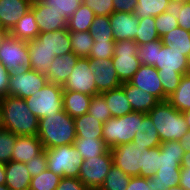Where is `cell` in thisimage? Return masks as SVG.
Masks as SVG:
<instances>
[{
  "instance_id": "obj_41",
  "label": "cell",
  "mask_w": 190,
  "mask_h": 190,
  "mask_svg": "<svg viewBox=\"0 0 190 190\" xmlns=\"http://www.w3.org/2000/svg\"><path fill=\"white\" fill-rule=\"evenodd\" d=\"M139 20V28L134 39L138 45L146 44L160 39L156 31L155 17L150 16L147 18H141Z\"/></svg>"
},
{
  "instance_id": "obj_64",
  "label": "cell",
  "mask_w": 190,
  "mask_h": 190,
  "mask_svg": "<svg viewBox=\"0 0 190 190\" xmlns=\"http://www.w3.org/2000/svg\"><path fill=\"white\" fill-rule=\"evenodd\" d=\"M0 190H10V189L5 184V185H0Z\"/></svg>"
},
{
  "instance_id": "obj_52",
  "label": "cell",
  "mask_w": 190,
  "mask_h": 190,
  "mask_svg": "<svg viewBox=\"0 0 190 190\" xmlns=\"http://www.w3.org/2000/svg\"><path fill=\"white\" fill-rule=\"evenodd\" d=\"M25 164L31 177L42 173L47 169L46 149H44L39 155L35 156L31 161H28Z\"/></svg>"
},
{
  "instance_id": "obj_55",
  "label": "cell",
  "mask_w": 190,
  "mask_h": 190,
  "mask_svg": "<svg viewBox=\"0 0 190 190\" xmlns=\"http://www.w3.org/2000/svg\"><path fill=\"white\" fill-rule=\"evenodd\" d=\"M138 0H113L114 12L133 13Z\"/></svg>"
},
{
  "instance_id": "obj_47",
  "label": "cell",
  "mask_w": 190,
  "mask_h": 190,
  "mask_svg": "<svg viewBox=\"0 0 190 190\" xmlns=\"http://www.w3.org/2000/svg\"><path fill=\"white\" fill-rule=\"evenodd\" d=\"M17 141V135L2 128L0 129V161L7 163L12 160L13 146Z\"/></svg>"
},
{
  "instance_id": "obj_59",
  "label": "cell",
  "mask_w": 190,
  "mask_h": 190,
  "mask_svg": "<svg viewBox=\"0 0 190 190\" xmlns=\"http://www.w3.org/2000/svg\"><path fill=\"white\" fill-rule=\"evenodd\" d=\"M6 184L5 163L0 161V185Z\"/></svg>"
},
{
  "instance_id": "obj_63",
  "label": "cell",
  "mask_w": 190,
  "mask_h": 190,
  "mask_svg": "<svg viewBox=\"0 0 190 190\" xmlns=\"http://www.w3.org/2000/svg\"><path fill=\"white\" fill-rule=\"evenodd\" d=\"M168 190H185V189L178 185L175 187H170Z\"/></svg>"
},
{
  "instance_id": "obj_56",
  "label": "cell",
  "mask_w": 190,
  "mask_h": 190,
  "mask_svg": "<svg viewBox=\"0 0 190 190\" xmlns=\"http://www.w3.org/2000/svg\"><path fill=\"white\" fill-rule=\"evenodd\" d=\"M10 72L0 63V99L8 95Z\"/></svg>"
},
{
  "instance_id": "obj_54",
  "label": "cell",
  "mask_w": 190,
  "mask_h": 190,
  "mask_svg": "<svg viewBox=\"0 0 190 190\" xmlns=\"http://www.w3.org/2000/svg\"><path fill=\"white\" fill-rule=\"evenodd\" d=\"M126 190H152V180L140 176L131 177Z\"/></svg>"
},
{
  "instance_id": "obj_27",
  "label": "cell",
  "mask_w": 190,
  "mask_h": 190,
  "mask_svg": "<svg viewBox=\"0 0 190 190\" xmlns=\"http://www.w3.org/2000/svg\"><path fill=\"white\" fill-rule=\"evenodd\" d=\"M76 138H103V122L93 115L84 114L74 118Z\"/></svg>"
},
{
  "instance_id": "obj_4",
  "label": "cell",
  "mask_w": 190,
  "mask_h": 190,
  "mask_svg": "<svg viewBox=\"0 0 190 190\" xmlns=\"http://www.w3.org/2000/svg\"><path fill=\"white\" fill-rule=\"evenodd\" d=\"M146 113L132 112L124 116L110 117L103 123V141L107 147L114 148L132 142Z\"/></svg>"
},
{
  "instance_id": "obj_19",
  "label": "cell",
  "mask_w": 190,
  "mask_h": 190,
  "mask_svg": "<svg viewBox=\"0 0 190 190\" xmlns=\"http://www.w3.org/2000/svg\"><path fill=\"white\" fill-rule=\"evenodd\" d=\"M32 6L31 0H0V22L2 27L11 30Z\"/></svg>"
},
{
  "instance_id": "obj_14",
  "label": "cell",
  "mask_w": 190,
  "mask_h": 190,
  "mask_svg": "<svg viewBox=\"0 0 190 190\" xmlns=\"http://www.w3.org/2000/svg\"><path fill=\"white\" fill-rule=\"evenodd\" d=\"M131 85L143 89L155 96L159 101H166L158 70L154 66L141 64L132 78L128 81Z\"/></svg>"
},
{
  "instance_id": "obj_60",
  "label": "cell",
  "mask_w": 190,
  "mask_h": 190,
  "mask_svg": "<svg viewBox=\"0 0 190 190\" xmlns=\"http://www.w3.org/2000/svg\"><path fill=\"white\" fill-rule=\"evenodd\" d=\"M182 168H190V153H186L181 162Z\"/></svg>"
},
{
  "instance_id": "obj_51",
  "label": "cell",
  "mask_w": 190,
  "mask_h": 190,
  "mask_svg": "<svg viewBox=\"0 0 190 190\" xmlns=\"http://www.w3.org/2000/svg\"><path fill=\"white\" fill-rule=\"evenodd\" d=\"M115 42L99 41L94 42L90 50L89 59H108L113 57Z\"/></svg>"
},
{
  "instance_id": "obj_24",
  "label": "cell",
  "mask_w": 190,
  "mask_h": 190,
  "mask_svg": "<svg viewBox=\"0 0 190 190\" xmlns=\"http://www.w3.org/2000/svg\"><path fill=\"white\" fill-rule=\"evenodd\" d=\"M186 152L179 141L171 140L161 143L158 167L161 169H181V162Z\"/></svg>"
},
{
  "instance_id": "obj_29",
  "label": "cell",
  "mask_w": 190,
  "mask_h": 190,
  "mask_svg": "<svg viewBox=\"0 0 190 190\" xmlns=\"http://www.w3.org/2000/svg\"><path fill=\"white\" fill-rule=\"evenodd\" d=\"M39 33L35 16L31 10L19 19L16 25L9 31L11 37L26 42L35 40Z\"/></svg>"
},
{
  "instance_id": "obj_23",
  "label": "cell",
  "mask_w": 190,
  "mask_h": 190,
  "mask_svg": "<svg viewBox=\"0 0 190 190\" xmlns=\"http://www.w3.org/2000/svg\"><path fill=\"white\" fill-rule=\"evenodd\" d=\"M6 186L10 190H29L31 176L22 162L10 161L5 163Z\"/></svg>"
},
{
  "instance_id": "obj_49",
  "label": "cell",
  "mask_w": 190,
  "mask_h": 190,
  "mask_svg": "<svg viewBox=\"0 0 190 190\" xmlns=\"http://www.w3.org/2000/svg\"><path fill=\"white\" fill-rule=\"evenodd\" d=\"M164 94L169 97L179 86L183 75L179 72L163 73L158 72Z\"/></svg>"
},
{
  "instance_id": "obj_17",
  "label": "cell",
  "mask_w": 190,
  "mask_h": 190,
  "mask_svg": "<svg viewBox=\"0 0 190 190\" xmlns=\"http://www.w3.org/2000/svg\"><path fill=\"white\" fill-rule=\"evenodd\" d=\"M30 10L35 16L40 33H48L59 29H67V20L61 13L49 9L40 0L33 1Z\"/></svg>"
},
{
  "instance_id": "obj_50",
  "label": "cell",
  "mask_w": 190,
  "mask_h": 190,
  "mask_svg": "<svg viewBox=\"0 0 190 190\" xmlns=\"http://www.w3.org/2000/svg\"><path fill=\"white\" fill-rule=\"evenodd\" d=\"M95 16H110L114 12L113 0H83Z\"/></svg>"
},
{
  "instance_id": "obj_9",
  "label": "cell",
  "mask_w": 190,
  "mask_h": 190,
  "mask_svg": "<svg viewBox=\"0 0 190 190\" xmlns=\"http://www.w3.org/2000/svg\"><path fill=\"white\" fill-rule=\"evenodd\" d=\"M112 166L113 159L109 149L104 155L84 160L78 179L90 190H99Z\"/></svg>"
},
{
  "instance_id": "obj_43",
  "label": "cell",
  "mask_w": 190,
  "mask_h": 190,
  "mask_svg": "<svg viewBox=\"0 0 190 190\" xmlns=\"http://www.w3.org/2000/svg\"><path fill=\"white\" fill-rule=\"evenodd\" d=\"M142 153L143 165L140 169V177L150 178L159 169L160 146L146 149Z\"/></svg>"
},
{
  "instance_id": "obj_18",
  "label": "cell",
  "mask_w": 190,
  "mask_h": 190,
  "mask_svg": "<svg viewBox=\"0 0 190 190\" xmlns=\"http://www.w3.org/2000/svg\"><path fill=\"white\" fill-rule=\"evenodd\" d=\"M115 42L133 40L136 37L140 20L133 13L113 12L109 16Z\"/></svg>"
},
{
  "instance_id": "obj_45",
  "label": "cell",
  "mask_w": 190,
  "mask_h": 190,
  "mask_svg": "<svg viewBox=\"0 0 190 190\" xmlns=\"http://www.w3.org/2000/svg\"><path fill=\"white\" fill-rule=\"evenodd\" d=\"M161 38L138 46L137 57L141 64L155 66L157 61V49H161Z\"/></svg>"
},
{
  "instance_id": "obj_40",
  "label": "cell",
  "mask_w": 190,
  "mask_h": 190,
  "mask_svg": "<svg viewBox=\"0 0 190 190\" xmlns=\"http://www.w3.org/2000/svg\"><path fill=\"white\" fill-rule=\"evenodd\" d=\"M131 176L113 165L99 190H126Z\"/></svg>"
},
{
  "instance_id": "obj_3",
  "label": "cell",
  "mask_w": 190,
  "mask_h": 190,
  "mask_svg": "<svg viewBox=\"0 0 190 190\" xmlns=\"http://www.w3.org/2000/svg\"><path fill=\"white\" fill-rule=\"evenodd\" d=\"M147 114L157 129L161 143L171 140L179 141L189 130L183 113L167 100L159 101Z\"/></svg>"
},
{
  "instance_id": "obj_34",
  "label": "cell",
  "mask_w": 190,
  "mask_h": 190,
  "mask_svg": "<svg viewBox=\"0 0 190 190\" xmlns=\"http://www.w3.org/2000/svg\"><path fill=\"white\" fill-rule=\"evenodd\" d=\"M30 54V69L46 74L51 68L55 55L46 47H28Z\"/></svg>"
},
{
  "instance_id": "obj_39",
  "label": "cell",
  "mask_w": 190,
  "mask_h": 190,
  "mask_svg": "<svg viewBox=\"0 0 190 190\" xmlns=\"http://www.w3.org/2000/svg\"><path fill=\"white\" fill-rule=\"evenodd\" d=\"M89 32L93 36L94 42H115L109 16H95Z\"/></svg>"
},
{
  "instance_id": "obj_37",
  "label": "cell",
  "mask_w": 190,
  "mask_h": 190,
  "mask_svg": "<svg viewBox=\"0 0 190 190\" xmlns=\"http://www.w3.org/2000/svg\"><path fill=\"white\" fill-rule=\"evenodd\" d=\"M72 52L80 58H88L94 45V38L89 31L70 32Z\"/></svg>"
},
{
  "instance_id": "obj_1",
  "label": "cell",
  "mask_w": 190,
  "mask_h": 190,
  "mask_svg": "<svg viewBox=\"0 0 190 190\" xmlns=\"http://www.w3.org/2000/svg\"><path fill=\"white\" fill-rule=\"evenodd\" d=\"M2 127L17 136L37 135L39 119L29 110L22 98L9 96L0 99Z\"/></svg>"
},
{
  "instance_id": "obj_2",
  "label": "cell",
  "mask_w": 190,
  "mask_h": 190,
  "mask_svg": "<svg viewBox=\"0 0 190 190\" xmlns=\"http://www.w3.org/2000/svg\"><path fill=\"white\" fill-rule=\"evenodd\" d=\"M37 136L44 149L73 144L76 139L74 118L64 110L40 118Z\"/></svg>"
},
{
  "instance_id": "obj_32",
  "label": "cell",
  "mask_w": 190,
  "mask_h": 190,
  "mask_svg": "<svg viewBox=\"0 0 190 190\" xmlns=\"http://www.w3.org/2000/svg\"><path fill=\"white\" fill-rule=\"evenodd\" d=\"M76 150L80 153L83 160L91 157L104 155L109 148L103 141V138L83 139L76 138L73 143Z\"/></svg>"
},
{
  "instance_id": "obj_58",
  "label": "cell",
  "mask_w": 190,
  "mask_h": 190,
  "mask_svg": "<svg viewBox=\"0 0 190 190\" xmlns=\"http://www.w3.org/2000/svg\"><path fill=\"white\" fill-rule=\"evenodd\" d=\"M179 144L186 153H190V129L179 140Z\"/></svg>"
},
{
  "instance_id": "obj_46",
  "label": "cell",
  "mask_w": 190,
  "mask_h": 190,
  "mask_svg": "<svg viewBox=\"0 0 190 190\" xmlns=\"http://www.w3.org/2000/svg\"><path fill=\"white\" fill-rule=\"evenodd\" d=\"M87 113L103 123L112 117L105 98L101 94L92 96Z\"/></svg>"
},
{
  "instance_id": "obj_21",
  "label": "cell",
  "mask_w": 190,
  "mask_h": 190,
  "mask_svg": "<svg viewBox=\"0 0 190 190\" xmlns=\"http://www.w3.org/2000/svg\"><path fill=\"white\" fill-rule=\"evenodd\" d=\"M43 150V144L37 135L17 136V141L13 146L12 161L26 163Z\"/></svg>"
},
{
  "instance_id": "obj_15",
  "label": "cell",
  "mask_w": 190,
  "mask_h": 190,
  "mask_svg": "<svg viewBox=\"0 0 190 190\" xmlns=\"http://www.w3.org/2000/svg\"><path fill=\"white\" fill-rule=\"evenodd\" d=\"M28 47H46L52 54L63 56L72 52L70 32L59 29L48 33H39L38 37L28 42Z\"/></svg>"
},
{
  "instance_id": "obj_8",
  "label": "cell",
  "mask_w": 190,
  "mask_h": 190,
  "mask_svg": "<svg viewBox=\"0 0 190 190\" xmlns=\"http://www.w3.org/2000/svg\"><path fill=\"white\" fill-rule=\"evenodd\" d=\"M47 83L46 75L32 69L10 72L8 95L22 99L30 97Z\"/></svg>"
},
{
  "instance_id": "obj_62",
  "label": "cell",
  "mask_w": 190,
  "mask_h": 190,
  "mask_svg": "<svg viewBox=\"0 0 190 190\" xmlns=\"http://www.w3.org/2000/svg\"><path fill=\"white\" fill-rule=\"evenodd\" d=\"M186 121V124L188 125V128L190 129V110L182 112Z\"/></svg>"
},
{
  "instance_id": "obj_28",
  "label": "cell",
  "mask_w": 190,
  "mask_h": 190,
  "mask_svg": "<svg viewBox=\"0 0 190 190\" xmlns=\"http://www.w3.org/2000/svg\"><path fill=\"white\" fill-rule=\"evenodd\" d=\"M101 95L105 98L112 117L118 118L133 112L121 86L110 91H106Z\"/></svg>"
},
{
  "instance_id": "obj_16",
  "label": "cell",
  "mask_w": 190,
  "mask_h": 190,
  "mask_svg": "<svg viewBox=\"0 0 190 190\" xmlns=\"http://www.w3.org/2000/svg\"><path fill=\"white\" fill-rule=\"evenodd\" d=\"M154 67L158 72H179L184 75L190 72V58L183 55V52L162 44L161 49H157V61Z\"/></svg>"
},
{
  "instance_id": "obj_57",
  "label": "cell",
  "mask_w": 190,
  "mask_h": 190,
  "mask_svg": "<svg viewBox=\"0 0 190 190\" xmlns=\"http://www.w3.org/2000/svg\"><path fill=\"white\" fill-rule=\"evenodd\" d=\"M179 186L185 190H190V168L181 167Z\"/></svg>"
},
{
  "instance_id": "obj_38",
  "label": "cell",
  "mask_w": 190,
  "mask_h": 190,
  "mask_svg": "<svg viewBox=\"0 0 190 190\" xmlns=\"http://www.w3.org/2000/svg\"><path fill=\"white\" fill-rule=\"evenodd\" d=\"M170 0H138L133 14L139 19L155 17L165 12Z\"/></svg>"
},
{
  "instance_id": "obj_35",
  "label": "cell",
  "mask_w": 190,
  "mask_h": 190,
  "mask_svg": "<svg viewBox=\"0 0 190 190\" xmlns=\"http://www.w3.org/2000/svg\"><path fill=\"white\" fill-rule=\"evenodd\" d=\"M181 169H161L150 177L152 190H168L170 187L178 186L180 183Z\"/></svg>"
},
{
  "instance_id": "obj_65",
  "label": "cell",
  "mask_w": 190,
  "mask_h": 190,
  "mask_svg": "<svg viewBox=\"0 0 190 190\" xmlns=\"http://www.w3.org/2000/svg\"><path fill=\"white\" fill-rule=\"evenodd\" d=\"M2 118H1V111H0V129H2Z\"/></svg>"
},
{
  "instance_id": "obj_26",
  "label": "cell",
  "mask_w": 190,
  "mask_h": 190,
  "mask_svg": "<svg viewBox=\"0 0 190 190\" xmlns=\"http://www.w3.org/2000/svg\"><path fill=\"white\" fill-rule=\"evenodd\" d=\"M91 98V95L63 90V110L72 118L87 114Z\"/></svg>"
},
{
  "instance_id": "obj_22",
  "label": "cell",
  "mask_w": 190,
  "mask_h": 190,
  "mask_svg": "<svg viewBox=\"0 0 190 190\" xmlns=\"http://www.w3.org/2000/svg\"><path fill=\"white\" fill-rule=\"evenodd\" d=\"M121 87L126 94L133 112L147 114L159 102L155 96L131 85L129 82H123Z\"/></svg>"
},
{
  "instance_id": "obj_25",
  "label": "cell",
  "mask_w": 190,
  "mask_h": 190,
  "mask_svg": "<svg viewBox=\"0 0 190 190\" xmlns=\"http://www.w3.org/2000/svg\"><path fill=\"white\" fill-rule=\"evenodd\" d=\"M132 142L135 147L142 149H150L161 145L157 129L148 114L144 116L142 121H139V128Z\"/></svg>"
},
{
  "instance_id": "obj_31",
  "label": "cell",
  "mask_w": 190,
  "mask_h": 190,
  "mask_svg": "<svg viewBox=\"0 0 190 190\" xmlns=\"http://www.w3.org/2000/svg\"><path fill=\"white\" fill-rule=\"evenodd\" d=\"M167 101L180 112L190 110V72L183 75L179 86Z\"/></svg>"
},
{
  "instance_id": "obj_11",
  "label": "cell",
  "mask_w": 190,
  "mask_h": 190,
  "mask_svg": "<svg viewBox=\"0 0 190 190\" xmlns=\"http://www.w3.org/2000/svg\"><path fill=\"white\" fill-rule=\"evenodd\" d=\"M135 147L133 142L110 148L113 165L120 168L125 174L134 177L140 176V169L143 165V151Z\"/></svg>"
},
{
  "instance_id": "obj_20",
  "label": "cell",
  "mask_w": 190,
  "mask_h": 190,
  "mask_svg": "<svg viewBox=\"0 0 190 190\" xmlns=\"http://www.w3.org/2000/svg\"><path fill=\"white\" fill-rule=\"evenodd\" d=\"M79 58L73 52L56 56L51 63V68L45 74L47 83L64 86Z\"/></svg>"
},
{
  "instance_id": "obj_61",
  "label": "cell",
  "mask_w": 190,
  "mask_h": 190,
  "mask_svg": "<svg viewBox=\"0 0 190 190\" xmlns=\"http://www.w3.org/2000/svg\"><path fill=\"white\" fill-rule=\"evenodd\" d=\"M9 30L7 29H0V46L3 44V42L6 40V38L9 36Z\"/></svg>"
},
{
  "instance_id": "obj_42",
  "label": "cell",
  "mask_w": 190,
  "mask_h": 190,
  "mask_svg": "<svg viewBox=\"0 0 190 190\" xmlns=\"http://www.w3.org/2000/svg\"><path fill=\"white\" fill-rule=\"evenodd\" d=\"M61 178V176L46 169L39 175L31 178L29 190H56Z\"/></svg>"
},
{
  "instance_id": "obj_44",
  "label": "cell",
  "mask_w": 190,
  "mask_h": 190,
  "mask_svg": "<svg viewBox=\"0 0 190 190\" xmlns=\"http://www.w3.org/2000/svg\"><path fill=\"white\" fill-rule=\"evenodd\" d=\"M49 9L61 13L67 21L73 13L81 6L83 0H40Z\"/></svg>"
},
{
  "instance_id": "obj_13",
  "label": "cell",
  "mask_w": 190,
  "mask_h": 190,
  "mask_svg": "<svg viewBox=\"0 0 190 190\" xmlns=\"http://www.w3.org/2000/svg\"><path fill=\"white\" fill-rule=\"evenodd\" d=\"M89 68L95 76V84L99 94L118 88L122 82L118 78L117 71L112 64V58L108 59H90Z\"/></svg>"
},
{
  "instance_id": "obj_33",
  "label": "cell",
  "mask_w": 190,
  "mask_h": 190,
  "mask_svg": "<svg viewBox=\"0 0 190 190\" xmlns=\"http://www.w3.org/2000/svg\"><path fill=\"white\" fill-rule=\"evenodd\" d=\"M94 17V12L82 3L81 6L68 19L67 30L69 32L89 31Z\"/></svg>"
},
{
  "instance_id": "obj_48",
  "label": "cell",
  "mask_w": 190,
  "mask_h": 190,
  "mask_svg": "<svg viewBox=\"0 0 190 190\" xmlns=\"http://www.w3.org/2000/svg\"><path fill=\"white\" fill-rule=\"evenodd\" d=\"M155 22L156 31L160 38L178 27V20L167 12L155 16Z\"/></svg>"
},
{
  "instance_id": "obj_53",
  "label": "cell",
  "mask_w": 190,
  "mask_h": 190,
  "mask_svg": "<svg viewBox=\"0 0 190 190\" xmlns=\"http://www.w3.org/2000/svg\"><path fill=\"white\" fill-rule=\"evenodd\" d=\"M56 190H90L82 181L75 177H62Z\"/></svg>"
},
{
  "instance_id": "obj_36",
  "label": "cell",
  "mask_w": 190,
  "mask_h": 190,
  "mask_svg": "<svg viewBox=\"0 0 190 190\" xmlns=\"http://www.w3.org/2000/svg\"><path fill=\"white\" fill-rule=\"evenodd\" d=\"M165 12L178 20V26L190 32V0H170Z\"/></svg>"
},
{
  "instance_id": "obj_12",
  "label": "cell",
  "mask_w": 190,
  "mask_h": 190,
  "mask_svg": "<svg viewBox=\"0 0 190 190\" xmlns=\"http://www.w3.org/2000/svg\"><path fill=\"white\" fill-rule=\"evenodd\" d=\"M89 66V58H79L64 84L63 90L77 91L91 96L98 95L94 81L95 76Z\"/></svg>"
},
{
  "instance_id": "obj_6",
  "label": "cell",
  "mask_w": 190,
  "mask_h": 190,
  "mask_svg": "<svg viewBox=\"0 0 190 190\" xmlns=\"http://www.w3.org/2000/svg\"><path fill=\"white\" fill-rule=\"evenodd\" d=\"M24 100L38 119L50 116L63 110V86L46 83L43 88Z\"/></svg>"
},
{
  "instance_id": "obj_10",
  "label": "cell",
  "mask_w": 190,
  "mask_h": 190,
  "mask_svg": "<svg viewBox=\"0 0 190 190\" xmlns=\"http://www.w3.org/2000/svg\"><path fill=\"white\" fill-rule=\"evenodd\" d=\"M0 63L9 72L30 69L28 42L9 35L0 46Z\"/></svg>"
},
{
  "instance_id": "obj_5",
  "label": "cell",
  "mask_w": 190,
  "mask_h": 190,
  "mask_svg": "<svg viewBox=\"0 0 190 190\" xmlns=\"http://www.w3.org/2000/svg\"><path fill=\"white\" fill-rule=\"evenodd\" d=\"M47 169L61 177L78 178L83 158L73 144L46 149Z\"/></svg>"
},
{
  "instance_id": "obj_7",
  "label": "cell",
  "mask_w": 190,
  "mask_h": 190,
  "mask_svg": "<svg viewBox=\"0 0 190 190\" xmlns=\"http://www.w3.org/2000/svg\"><path fill=\"white\" fill-rule=\"evenodd\" d=\"M138 46L133 40L115 42L112 64L122 83L128 82L141 65L137 57Z\"/></svg>"
},
{
  "instance_id": "obj_30",
  "label": "cell",
  "mask_w": 190,
  "mask_h": 190,
  "mask_svg": "<svg viewBox=\"0 0 190 190\" xmlns=\"http://www.w3.org/2000/svg\"><path fill=\"white\" fill-rule=\"evenodd\" d=\"M163 45L183 52V55L190 58V32L181 27H176L174 30L161 37Z\"/></svg>"
}]
</instances>
